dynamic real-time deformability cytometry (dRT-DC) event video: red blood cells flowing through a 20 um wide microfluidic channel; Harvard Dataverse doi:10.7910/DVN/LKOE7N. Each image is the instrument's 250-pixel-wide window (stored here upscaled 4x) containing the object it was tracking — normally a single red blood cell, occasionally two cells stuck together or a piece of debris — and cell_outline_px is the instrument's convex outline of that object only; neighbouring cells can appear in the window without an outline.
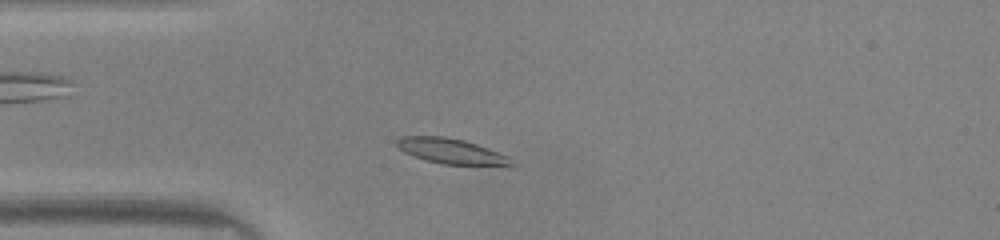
{"species": "common noctule bat (a hibernating species)", "species_latin": "Nyctalus noctula", "temperature_condition": "warm", "stored_images_in_passage": 42, "camera_frame_rate_fps": 3000, "um_per_image_px": 0.085, "animal": {"sex": "male", "body_mass_g": 20.0, "forearm_length_mm": 53.3}, "frame": {"image": 1, "passage_image": 6, "time_ms": 1.667, "image_size_px": [1000, 240], "cell_outline_px": [[512, 164], [440, 164], [404, 152], [396, 148], [396, 140], [400, 136], [444, 136], [464, 140], [476, 144], [508, 156]], "centroid_in_image_um": [38.21, 12.81], "position_along_channel_um": 46.8, "area_um2": 16.3}}
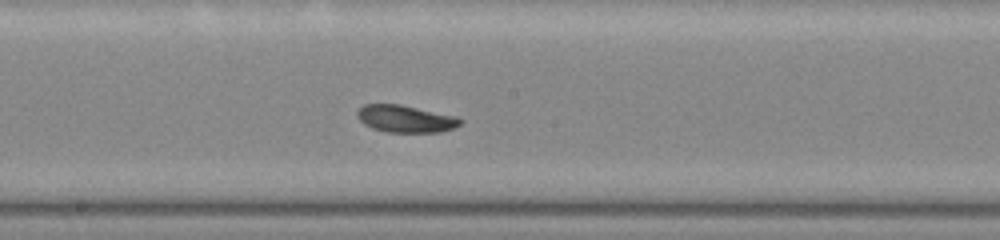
{"frame": {"image": 2, "passage_image": 19, "time_ms": 6.0, "image_size_px": [1000, 240], "cell_outline_px": [[464, 120], [460, 124], [452, 128], [440, 132], [388, 132], [372, 128], [364, 124], [356, 116], [356, 112], [364, 104], [400, 104], [456, 116]], "centroid_in_image_um": [34.46, 10.09], "position_along_channel_um": 213.7, "area_um2": 16.3}}
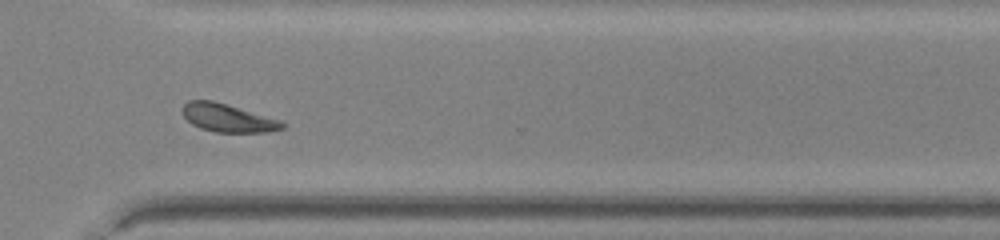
{"frame": {"image": 3, "passage_image": 29, "time_ms": 9.333, "image_size_px": [1000, 240], "cell_outline_px": [[288, 124], [284, 128], [268, 132], [216, 132], [200, 128], [192, 124], [184, 116], [180, 108], [188, 100], [212, 100], [280, 120]], "centroid_in_image_um": [19.35, 10.02], "position_along_channel_um": 351.3, "area_um2": 16.3}, "authors_computed_cell_mechanics": {"area_um2": 16.5886, "velocity_mm_per_s": 4.1126, "shape_relaxation_time_tau1_ms": 3.4398, "shape_relaxation_time_tau2_ms": null, "deformation_change_tau1": 0.1102, "deformation_change_tau2": null}}